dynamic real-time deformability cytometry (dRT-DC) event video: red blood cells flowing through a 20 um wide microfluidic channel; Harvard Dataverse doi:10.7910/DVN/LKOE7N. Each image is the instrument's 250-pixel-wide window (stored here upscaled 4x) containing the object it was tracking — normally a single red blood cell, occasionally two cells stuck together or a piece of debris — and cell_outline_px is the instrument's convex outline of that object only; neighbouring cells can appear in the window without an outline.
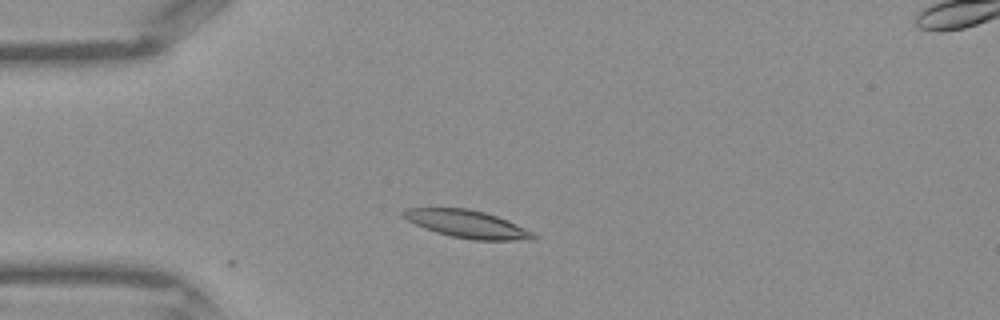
{"species": "Egyptian fruit bat (a non-hibernating species)", "species_latin": "Rousettus aegyptiacus", "temperature_condition": "warm", "stored_images_in_passage": 4, "camera_frame_rate_fps": 3000, "um_per_image_px": 0.085, "frame": {"image": 1, "passage_image": 2, "time_ms": 0.333, "image_size_px": [1000, 320], "cell_outline_px": [[540, 236], [536, 240], [472, 240], [452, 236], [436, 232], [424, 228], [400, 216], [400, 212], [404, 208], [468, 208], [484, 212], [508, 220]], "centroid_in_image_um": [39.71, 19.05], "position_along_channel_um": 45.3, "area_um2": 21.04}}